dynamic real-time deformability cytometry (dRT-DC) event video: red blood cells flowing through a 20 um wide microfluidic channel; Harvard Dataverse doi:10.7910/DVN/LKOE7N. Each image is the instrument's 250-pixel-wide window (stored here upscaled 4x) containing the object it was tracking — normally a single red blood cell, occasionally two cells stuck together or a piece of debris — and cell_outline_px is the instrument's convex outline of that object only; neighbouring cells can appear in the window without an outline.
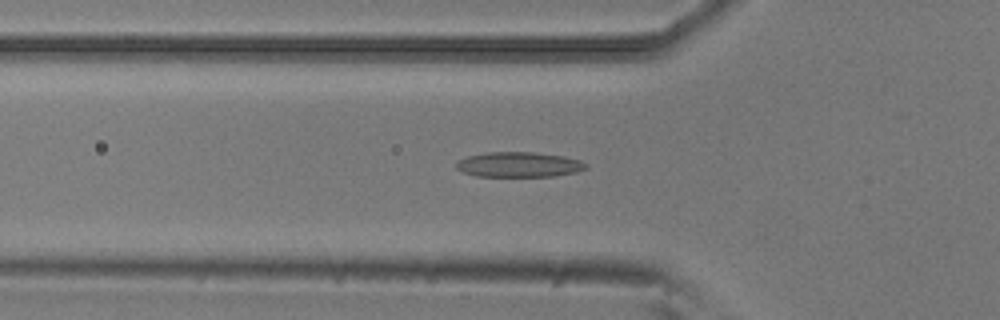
{"species": "common noctule bat (a hibernating species)", "species_latin": "Nyctalus noctula", "temperature_condition": "room temperature", "stored_images_in_passage": 53, "camera_frame_rate_fps": 3000, "um_per_image_px": 0.085, "animal": {"sex": "male", "body_mass_g": 20.5, "forearm_length_mm": 52.5}, "frame": {"image": 1, "passage_image": 18, "time_ms": 5.667, "image_size_px": [1000, 320], "cell_outline_px": [[588, 168], [576, 172], [552, 176], [476, 176], [464, 172], [456, 168], [456, 164], [460, 160], [468, 156], [484, 152], [532, 152], [560, 156], [580, 160]], "centroid_in_image_um": [44.08, 13.99], "position_along_channel_um": 81.7, "area_um2": 18.67}}
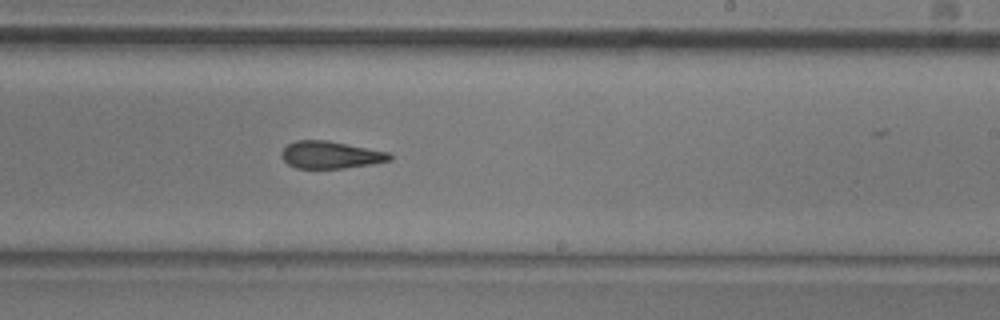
{"frame": {"image": 2, "passage_image": 32, "time_ms": 10.333, "image_size_px": [1000, 320], "cell_outline_px": [[392, 160], [372, 164], [344, 168], [296, 168], [288, 164], [280, 156], [280, 152], [288, 144], [296, 140], [328, 140], [388, 152], [392, 156]], "centroid_in_image_um": [28.08, 13.16], "position_along_channel_um": 260.9, "area_um2": 17.22}}
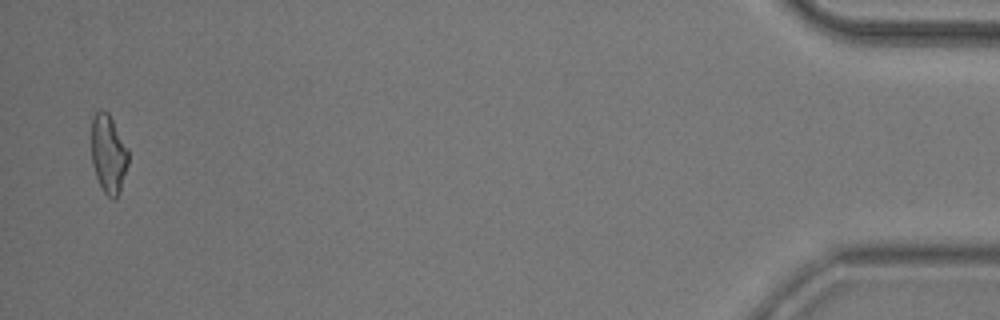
{"frame": {"image": 3, "passage_image": 52, "time_ms": 17.0, "image_size_px": [1000, 320], "cell_outline_px": [[128, 164], [120, 192], [116, 200], [112, 200], [104, 192], [96, 176], [92, 164], [92, 116], [100, 108], [104, 108], [108, 112], [128, 148]], "centroid_in_image_um": [9.22, 13.08], "position_along_channel_um": 426.0, "area_um2": 17.05}, "authors_computed_cell_mechanics": {"area_um2": 17.8602, "velocity_mm_per_s": 3.8087, "shape_relaxation_time_tau1_ms": null, "shape_relaxation_time_tau2_ms": 4.6815, "deformation_change_tau1": null, "deformation_change_tau2": 0.1294}}